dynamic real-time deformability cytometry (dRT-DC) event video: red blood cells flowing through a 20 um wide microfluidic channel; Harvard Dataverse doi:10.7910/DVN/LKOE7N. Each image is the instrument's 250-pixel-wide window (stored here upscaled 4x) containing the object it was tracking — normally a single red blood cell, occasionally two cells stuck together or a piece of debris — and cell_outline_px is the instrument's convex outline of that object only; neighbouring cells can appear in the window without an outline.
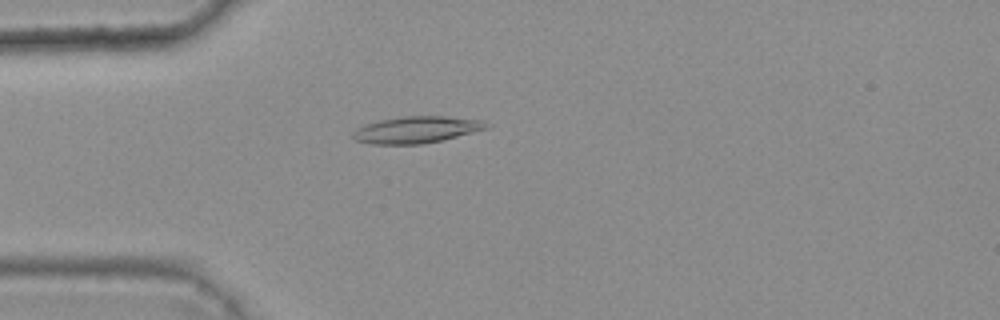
{"species": "common noctule bat (a hibernating species)", "species_latin": "Nyctalus noctula", "temperature_condition": "warm", "stored_images_in_passage": 4, "camera_frame_rate_fps": 3000, "um_per_image_px": 0.085, "animal": {"sex": "female", "body_mass_g": 25.1}, "frame": {"image": 1, "passage_image": 3, "time_ms": 0.667, "image_size_px": [1000, 320], "cell_outline_px": [[488, 128], [440, 140], [420, 144], [372, 144], [356, 140], [352, 136], [352, 132], [356, 128], [364, 124], [380, 120], [404, 116], [444, 116], [484, 120], [488, 124]], "centroid_in_image_um": [35.36, 11.01], "position_along_channel_um": 49.6, "area_um2": 20.58}}